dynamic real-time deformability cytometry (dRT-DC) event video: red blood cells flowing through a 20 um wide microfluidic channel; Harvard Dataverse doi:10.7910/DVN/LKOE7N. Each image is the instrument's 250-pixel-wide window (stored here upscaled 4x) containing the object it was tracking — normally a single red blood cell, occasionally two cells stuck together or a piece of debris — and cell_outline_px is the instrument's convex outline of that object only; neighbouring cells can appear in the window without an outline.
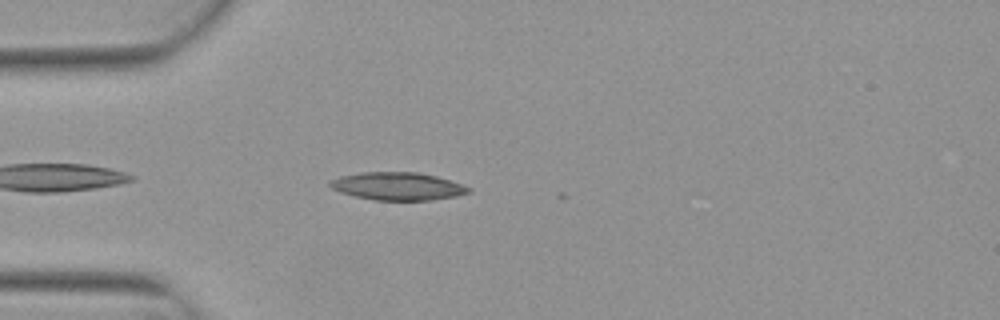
{"species": "Egyptian fruit bat (a non-hibernating species)", "species_latin": "Rousettus aegyptiacus", "temperature_condition": "warm", "stored_images_in_passage": 4, "camera_frame_rate_fps": 3000, "um_per_image_px": 0.085, "animal": {"sex": "female"}, "frame": {"image": 1, "passage_image": 4, "time_ms": 1.0, "image_size_px": [1000, 320], "cell_outline_px": [[472, 192], [456, 196], [432, 200], [376, 200], [356, 196], [340, 192], [332, 188], [328, 184], [328, 180], [340, 176], [360, 172], [416, 172], [436, 176], [464, 184], [472, 188]], "centroid_in_image_um": [33.82, 15.82], "position_along_channel_um": 51.2, "area_um2": 22.6}}